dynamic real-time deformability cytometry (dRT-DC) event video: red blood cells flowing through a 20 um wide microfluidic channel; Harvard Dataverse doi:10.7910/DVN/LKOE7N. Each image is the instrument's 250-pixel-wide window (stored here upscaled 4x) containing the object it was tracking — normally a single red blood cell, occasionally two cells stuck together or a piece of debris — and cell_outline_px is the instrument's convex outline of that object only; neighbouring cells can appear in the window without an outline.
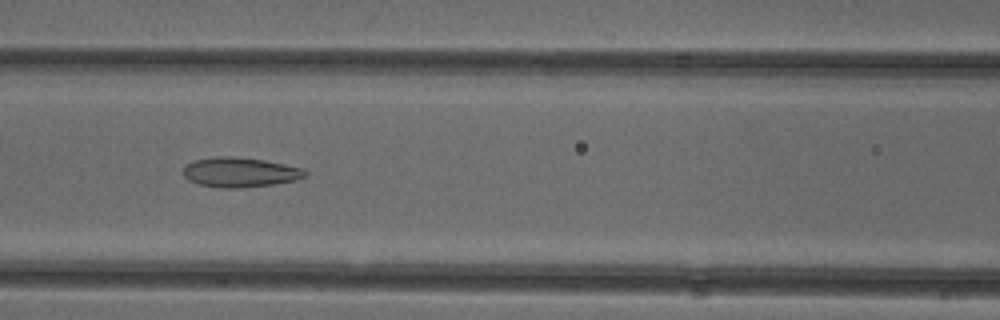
{"species": "common noctule bat (a hibernating species)", "species_latin": "Nyctalus noctula", "temperature_condition": "cold", "stored_images_in_passage": 40, "camera_frame_rate_fps": 3000, "um_per_image_px": 0.085, "animal": {"sex": "female"}, "frame": {"image": 1, "passage_image": 22, "time_ms": 7.0, "image_size_px": [1000, 320], "cell_outline_px": [[308, 176], [296, 180], [272, 184], [244, 188], [220, 188], [200, 184], [188, 180], [184, 176], [184, 168], [192, 160], [212, 156], [232, 156], [264, 160], [304, 168], [308, 172]], "centroid_in_image_um": [20.42, 14.64], "position_along_channel_um": 146.2, "area_um2": 21.33}}
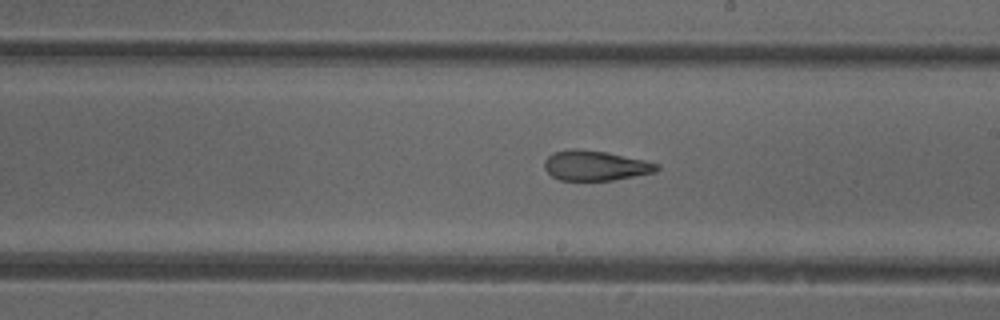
{"frame": {"image": 2, "passage_image": 29, "time_ms": 9.333, "image_size_px": [1000, 320], "cell_outline_px": [[660, 168], [656, 172], [612, 180], [560, 180], [552, 176], [544, 168], [544, 160], [548, 156], [556, 152], [572, 148], [576, 148], [608, 152], [644, 160], [660, 164]], "centroid_in_image_um": [50.62, 14.07], "position_along_channel_um": 238.4, "area_um2": 19.65}}
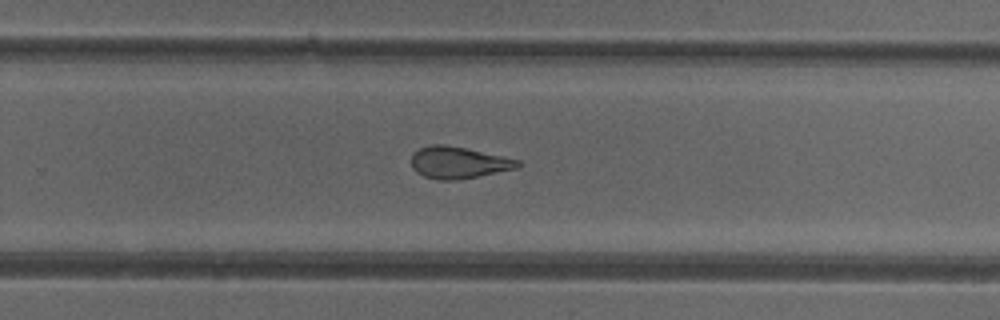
{"frame": {"image": 3, "passage_image": 33, "time_ms": 10.667, "image_size_px": [1000, 320], "cell_outline_px": [[524, 164], [516, 168], [456, 180], [436, 180], [424, 176], [416, 172], [412, 168], [412, 152], [420, 148], [432, 144], [444, 144], [464, 148], [520, 160]], "centroid_in_image_um": [38.93, 13.82], "position_along_channel_um": 290.9, "area_um2": 19.54}, "authors_computed_cell_mechanics": {"area_um2": 21.386, "velocity_mm_per_s": 3.9581, "shape_relaxation_time_tau1_ms": null, "shape_relaxation_time_tau2_ms": 2.2706, "deformation_change_tau1": null, "deformation_change_tau2": 0.112}}